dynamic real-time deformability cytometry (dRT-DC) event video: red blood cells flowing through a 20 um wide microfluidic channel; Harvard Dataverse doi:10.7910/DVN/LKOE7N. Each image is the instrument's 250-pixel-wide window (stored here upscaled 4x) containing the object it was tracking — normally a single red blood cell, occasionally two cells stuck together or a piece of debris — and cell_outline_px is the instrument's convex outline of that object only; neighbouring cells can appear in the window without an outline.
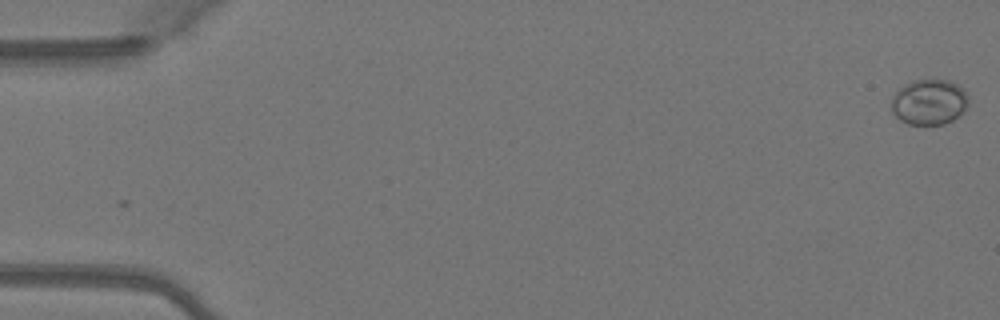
{"species": "Egyptian fruit bat (a non-hibernating species)", "species_latin": "Rousettus aegyptiacus", "temperature_condition": "warm", "stored_images_in_passage": 49, "camera_frame_rate_fps": 3000, "um_per_image_px": 0.085, "animal": {"sex": "female"}, "frame": {"image": 1, "passage_image": 1, "time_ms": 0.0, "image_size_px": [1000, 320], "cell_outline_px": [[968, 104], [952, 120], [944, 124], [908, 124], [900, 120], [892, 112], [892, 96], [904, 84], [912, 80], [948, 80], [964, 88], [968, 96]], "centroid_in_image_um": [78.96, 8.66], "position_along_channel_um": 6.0, "area_um2": 20.29}}
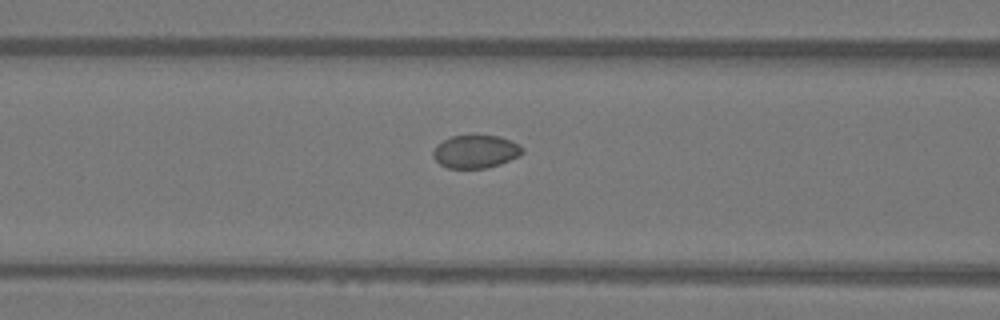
{"frame": {"image": 2, "passage_image": 21, "time_ms": 6.667, "image_size_px": [1000, 320], "cell_outline_px": [[524, 152], [520, 156], [500, 164], [484, 168], [448, 168], [440, 164], [432, 156], [432, 152], [436, 144], [452, 136], [500, 136], [524, 148]], "centroid_in_image_um": [40.41, 12.89], "position_along_channel_um": 126.2, "area_um2": 17.05}}
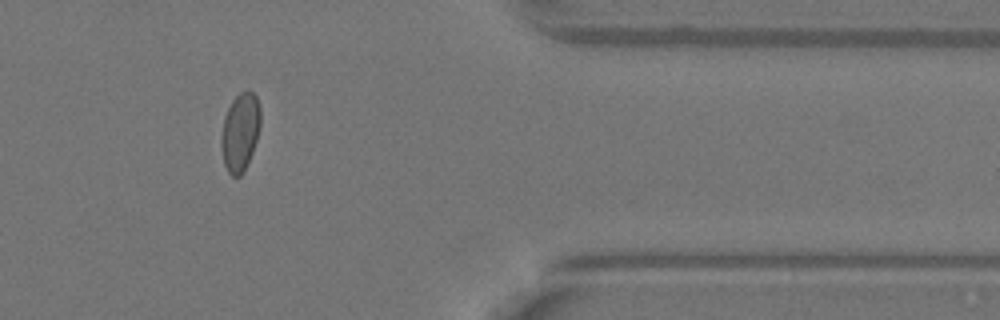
{"frame": {"image": 3, "passage_image": 42, "time_ms": 13.667, "image_size_px": [1000, 320], "cell_outline_px": [[260, 124], [256, 140], [252, 152], [244, 172], [240, 176], [232, 176], [228, 172], [224, 164], [220, 144], [220, 136], [224, 116], [232, 100], [240, 92], [252, 92], [256, 96], [260, 108]], "centroid_in_image_um": [20.39, 11.24], "position_along_channel_um": 391.0, "area_um2": 17.86}}